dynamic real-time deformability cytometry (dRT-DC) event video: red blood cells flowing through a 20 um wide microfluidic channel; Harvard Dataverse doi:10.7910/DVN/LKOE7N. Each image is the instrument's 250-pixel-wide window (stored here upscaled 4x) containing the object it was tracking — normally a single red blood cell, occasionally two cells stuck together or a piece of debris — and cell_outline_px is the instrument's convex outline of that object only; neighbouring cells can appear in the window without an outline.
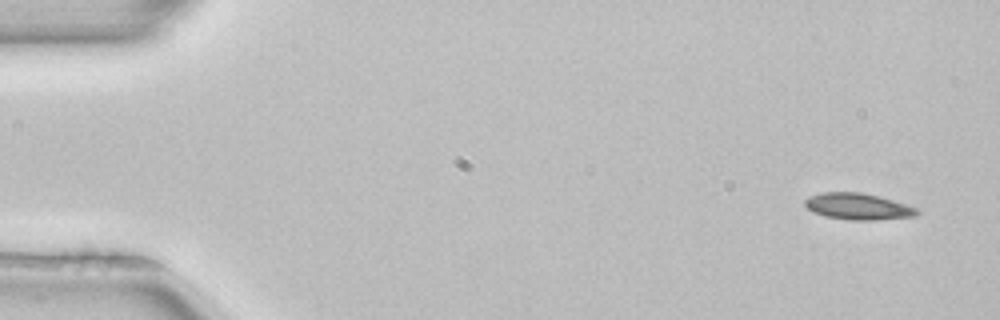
{"species": "common noctule bat (a hibernating species)", "species_latin": "Nyctalus noctula", "temperature_condition": "room temperature", "stored_images_in_passage": 4, "camera_frame_rate_fps": 3000, "um_per_image_px": 0.085, "animal": {"sex": "female", "body_mass_g": 22.7, "forearm_length_mm": 54.2}, "frame": {"image": 1, "passage_image": 1, "time_ms": 0.0, "image_size_px": [1000, 320], "cell_outline_px": [[920, 212], [916, 216], [872, 220], [848, 220], [824, 216], [812, 212], [804, 204], [804, 200], [808, 196], [824, 192], [860, 192], [892, 200], [916, 208]], "centroid_in_image_um": [72.88, 17.55], "position_along_channel_um": 12.1, "area_um2": 17.17}}